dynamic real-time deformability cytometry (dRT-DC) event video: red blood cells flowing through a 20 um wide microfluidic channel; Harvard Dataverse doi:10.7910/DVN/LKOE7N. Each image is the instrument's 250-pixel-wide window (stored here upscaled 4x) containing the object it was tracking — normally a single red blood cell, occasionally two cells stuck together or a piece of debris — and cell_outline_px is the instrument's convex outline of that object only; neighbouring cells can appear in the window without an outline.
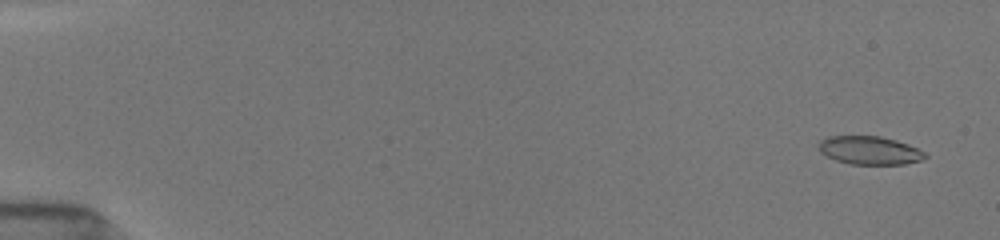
{"species": "common noctule bat (a hibernating species)", "species_latin": "Nyctalus noctula", "temperature_condition": "room temperature", "stored_images_in_passage": 32, "camera_frame_rate_fps": 3000, "um_per_image_px": 0.085, "animal": {"sex": "female", "body_mass_g": 19.5, "forearm_length_mm": 54.1}, "frame": {"image": 1, "passage_image": 3, "time_ms": 0.667, "image_size_px": [1000, 240], "cell_outline_px": [[928, 156], [920, 160], [904, 164], [848, 164], [836, 160], [820, 152], [820, 140], [828, 136], [880, 136], [896, 140], [908, 144], [924, 152]], "centroid_in_image_um": [73.92, 12.78], "position_along_channel_um": 11.1, "area_um2": 17.4}}
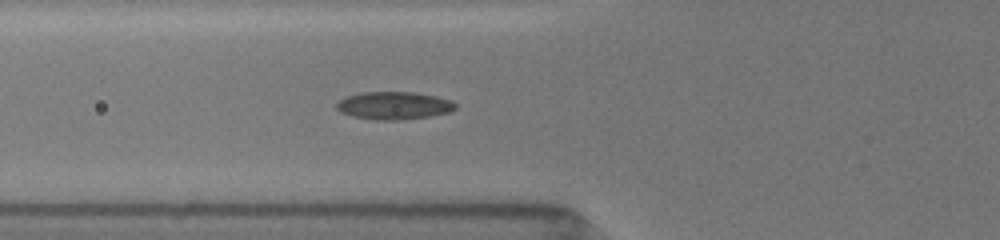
{"frame": {"image": 2, "passage_image": 21, "time_ms": 6.667, "image_size_px": [1000, 240], "cell_outline_px": [[456, 108], [448, 112], [428, 116], [400, 120], [376, 120], [352, 116], [340, 112], [336, 108], [336, 104], [344, 96], [360, 92], [416, 92], [436, 96], [452, 100], [456, 104]], "centroid_in_image_um": [33.45, 8.96], "position_along_channel_um": 92.3, "area_um2": 19.31}}
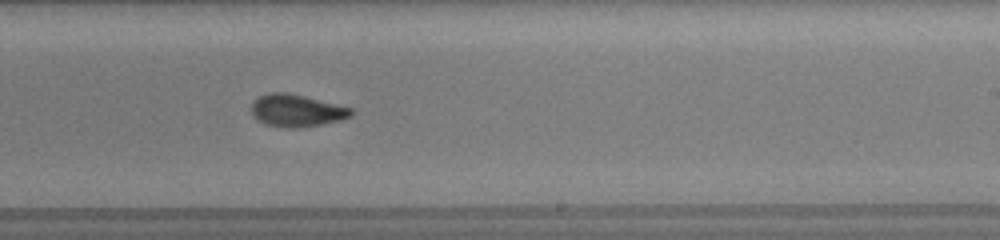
{"frame": {"image": 3, "passage_image": 31, "time_ms": 11.0, "image_size_px": [1000, 240], "cell_outline_px": [[356, 112], [352, 116], [340, 120], [324, 124], [296, 128], [288, 128], [264, 124], [252, 116], [252, 104], [260, 96], [272, 92], [288, 92], [352, 108]], "centroid_in_image_um": [25.24, 9.41], "position_along_channel_um": 263.8, "area_um2": 18.79}}